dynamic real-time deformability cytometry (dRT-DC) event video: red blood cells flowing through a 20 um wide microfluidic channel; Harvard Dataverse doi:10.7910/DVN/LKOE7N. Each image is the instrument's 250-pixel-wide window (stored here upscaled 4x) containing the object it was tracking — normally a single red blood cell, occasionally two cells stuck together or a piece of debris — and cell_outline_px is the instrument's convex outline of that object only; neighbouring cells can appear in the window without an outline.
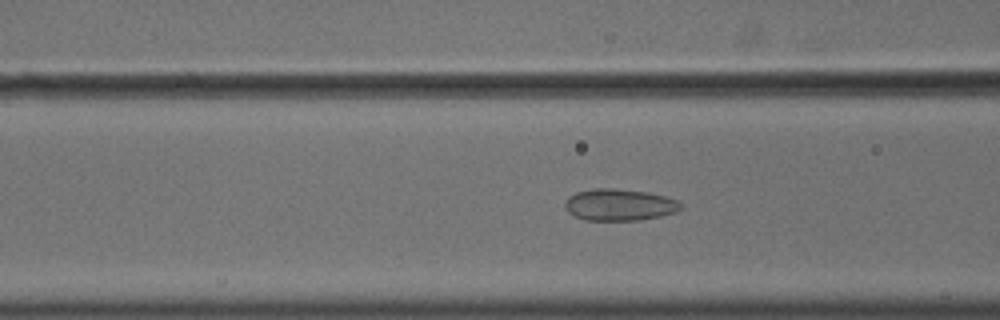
{"species": "common noctule bat (a hibernating species)", "species_latin": "Nyctalus noctula", "temperature_condition": "cold", "stored_images_in_passage": 55, "camera_frame_rate_fps": 3000, "um_per_image_px": 0.085, "animal": {"sex": "male", "body_mass_g": 18.8}, "frame": {"image": 1, "passage_image": 22, "time_ms": 7.0, "image_size_px": [1000, 320], "cell_outline_px": [[684, 208], [676, 212], [660, 216], [636, 220], [584, 220], [568, 212], [564, 208], [564, 204], [568, 196], [576, 192], [596, 188], [612, 188], [648, 192], [664, 196], [676, 200]], "centroid_in_image_um": [52.63, 17.4], "position_along_channel_um": 114.0, "area_um2": 21.39}}
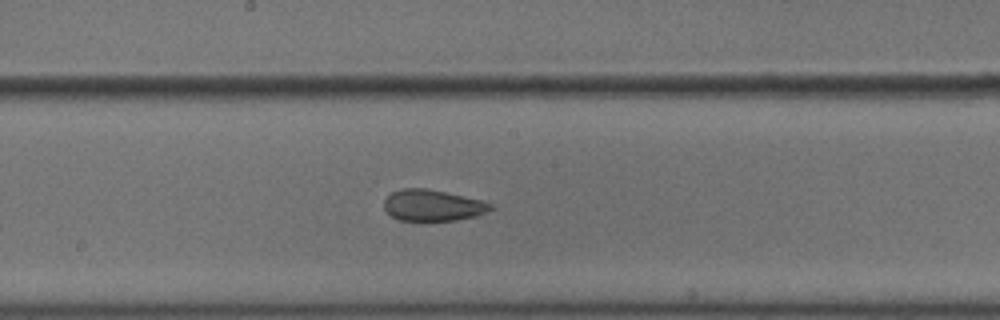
{"frame": {"image": 2, "passage_image": 30, "time_ms": 9.667, "image_size_px": [1000, 320], "cell_outline_px": [[492, 208], [476, 216], [456, 220], [396, 220], [384, 208], [384, 200], [392, 192], [400, 188], [424, 188], [444, 192], [480, 200], [492, 204]], "centroid_in_image_um": [36.73, 17.45], "position_along_channel_um": 211.5, "area_um2": 19.07}}
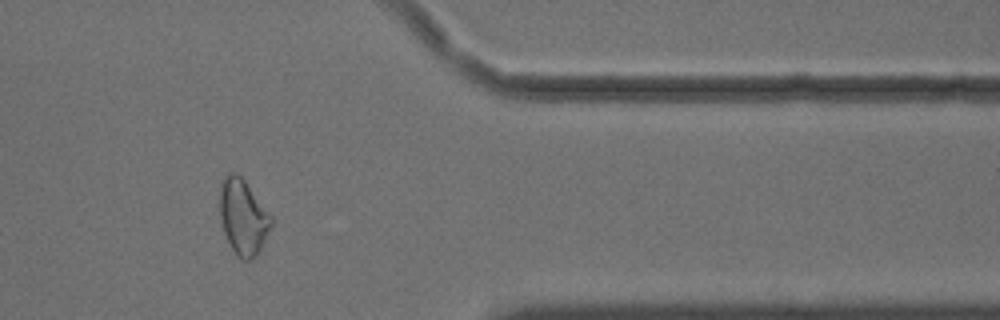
{"frame": {"image": 3, "passage_image": 46, "time_ms": 15.0, "image_size_px": [1000, 320], "cell_outline_px": [[272, 224], [256, 256], [248, 260], [240, 260], [236, 256], [224, 232], [220, 220], [220, 184], [224, 176], [228, 172], [236, 172], [244, 180], [272, 216]], "centroid_in_image_um": [20.64, 18.43], "position_along_channel_um": 390.8, "area_um2": 22.43}, "authors_computed_cell_mechanics": {"area_um2": 22.5998, "velocity_mm_per_s": 3.6355, "shape_relaxation_time_tau1_ms": null, "shape_relaxation_time_tau2_ms": 2.285, "deformation_change_tau1": null, "deformation_change_tau2": 0.0827}}